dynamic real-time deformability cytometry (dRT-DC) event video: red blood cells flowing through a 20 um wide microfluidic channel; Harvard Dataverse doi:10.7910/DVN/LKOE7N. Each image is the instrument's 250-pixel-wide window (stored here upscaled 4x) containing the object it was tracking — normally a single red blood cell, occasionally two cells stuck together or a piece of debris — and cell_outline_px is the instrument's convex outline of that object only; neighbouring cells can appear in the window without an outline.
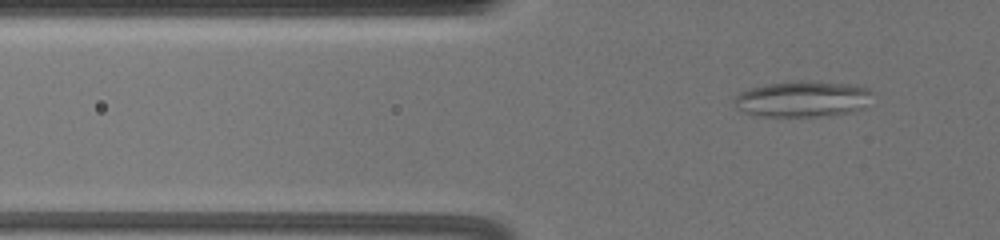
{"species": "common noctule bat (a hibernating species)", "species_latin": "Nyctalus noctula", "temperature_condition": "warm", "stored_images_in_passage": 68, "camera_frame_rate_fps": 3000, "um_per_image_px": 0.085, "animal": {"sex": "female", "body_mass_g": 19.5, "forearm_length_mm": 54.1}, "frame": {"image": 1, "passage_image": 26, "time_ms": 8.333, "image_size_px": [1000, 240], "cell_outline_px": [[872, 92], [856, 108], [848, 112], [828, 116], [760, 116], [744, 112], [736, 104], [736, 96], [752, 88], [768, 84], [792, 80], [800, 80], [848, 84], [868, 88]], "centroid_in_image_um": [68.16, 8.4], "position_along_channel_um": 57.6, "area_um2": 27.92}}
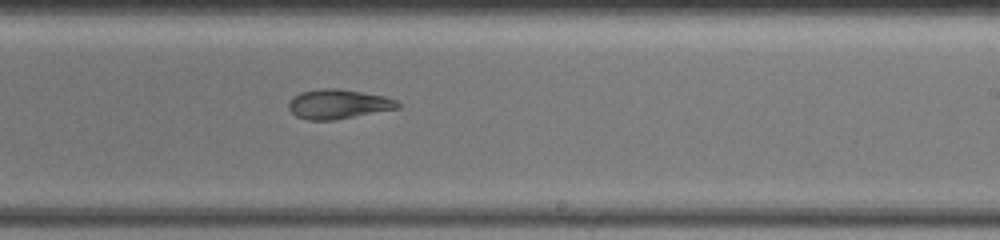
{"frame": {"image": 2, "passage_image": 46, "time_ms": 15.0, "image_size_px": [1000, 240], "cell_outline_px": [[400, 108], [332, 120], [308, 120], [296, 116], [288, 108], [288, 104], [292, 96], [300, 92], [320, 88], [340, 88], [384, 96], [396, 100], [400, 104]], "centroid_in_image_um": [28.72, 8.83], "position_along_channel_um": 260.3, "area_um2": 18.79}}
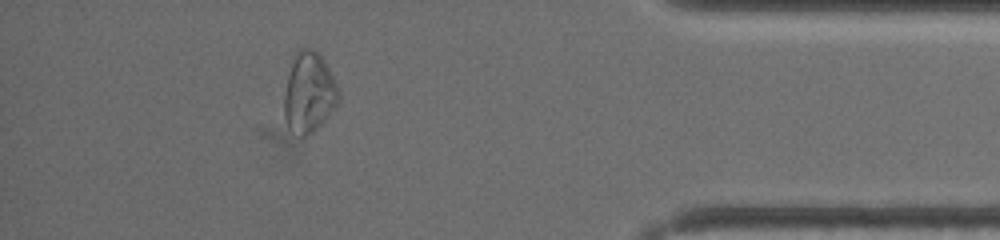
{"frame": {"image": 3, "passage_image": 62, "time_ms": 20.333, "image_size_px": [1000, 240], "cell_outline_px": [[340, 96], [336, 104], [324, 120], [308, 136], [300, 136], [288, 128], [284, 116], [284, 96], [288, 76], [296, 52], [300, 48], [316, 48], [320, 52], [340, 92]], "centroid_in_image_um": [26.26, 7.85], "position_along_channel_um": 408.9, "area_um2": 25.2}, "authors_computed_cell_mechanics": {"area_um2": 26.0967, "velocity_mm_per_s": 3.3648, "shape_relaxation_time_tau1_ms": null, "shape_relaxation_time_tau2_ms": 3.3115, "deformation_change_tau1": null, "deformation_change_tau2": 0.1102}}